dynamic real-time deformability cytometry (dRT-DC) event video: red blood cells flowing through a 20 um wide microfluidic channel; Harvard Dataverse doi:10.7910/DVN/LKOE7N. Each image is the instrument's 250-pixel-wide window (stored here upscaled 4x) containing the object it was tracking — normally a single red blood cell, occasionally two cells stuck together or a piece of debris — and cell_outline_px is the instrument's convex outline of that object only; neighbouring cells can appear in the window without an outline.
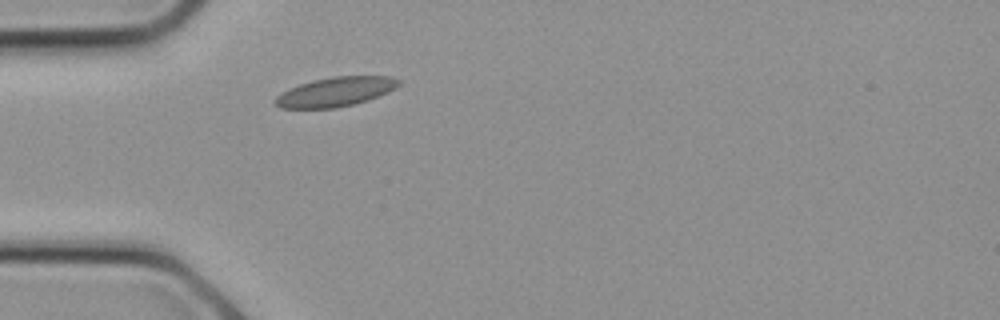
{"species": "common noctule bat (a hibernating species)", "species_latin": "Nyctalus noctula", "temperature_condition": "cold", "stored_images_in_passage": 6, "camera_frame_rate_fps": 3000, "um_per_image_px": 0.085, "animal": {"sex": "female", "body_mass_g": 21.9}, "frame": {"image": 1, "passage_image": 1, "time_ms": 0.0, "image_size_px": [1000, 320], "cell_outline_px": [[400, 84], [396, 88], [388, 92], [368, 100], [336, 108], [280, 108], [272, 100], [276, 96], [288, 88], [312, 80], [332, 76], [392, 76], [400, 80]], "centroid_in_image_um": [28.51, 7.79], "position_along_channel_um": 56.5, "area_um2": 21.21}}
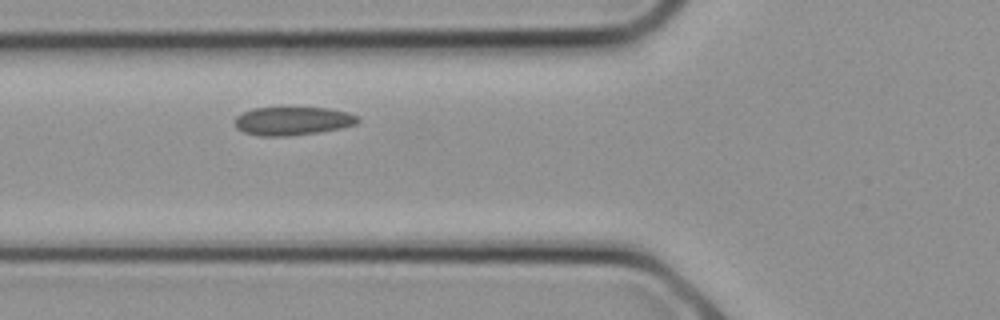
{"frame": {"image": 2, "passage_image": 3, "time_ms": 0.667, "image_size_px": [1000, 320], "cell_outline_px": [[360, 120], [356, 124], [340, 128], [320, 132], [292, 136], [260, 136], [244, 132], [236, 128], [236, 116], [252, 108], [328, 108], [348, 112], [360, 116]], "centroid_in_image_um": [24.91, 10.29], "position_along_channel_um": 100.9, "area_um2": 20.4}}
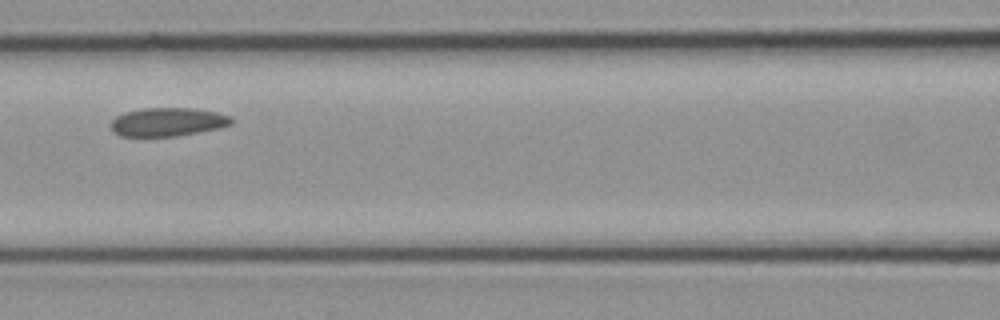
{"frame": {"image": 3, "passage_image": 5, "time_ms": 1.333, "image_size_px": [1000, 320], "cell_outline_px": [[232, 124], [220, 128], [176, 136], [120, 136], [112, 132], [108, 124], [116, 116], [124, 112], [144, 108], [196, 108], [216, 112], [232, 116]], "centroid_in_image_um": [14.23, 10.36], "position_along_channel_um": 152.4, "area_um2": 20.29}}